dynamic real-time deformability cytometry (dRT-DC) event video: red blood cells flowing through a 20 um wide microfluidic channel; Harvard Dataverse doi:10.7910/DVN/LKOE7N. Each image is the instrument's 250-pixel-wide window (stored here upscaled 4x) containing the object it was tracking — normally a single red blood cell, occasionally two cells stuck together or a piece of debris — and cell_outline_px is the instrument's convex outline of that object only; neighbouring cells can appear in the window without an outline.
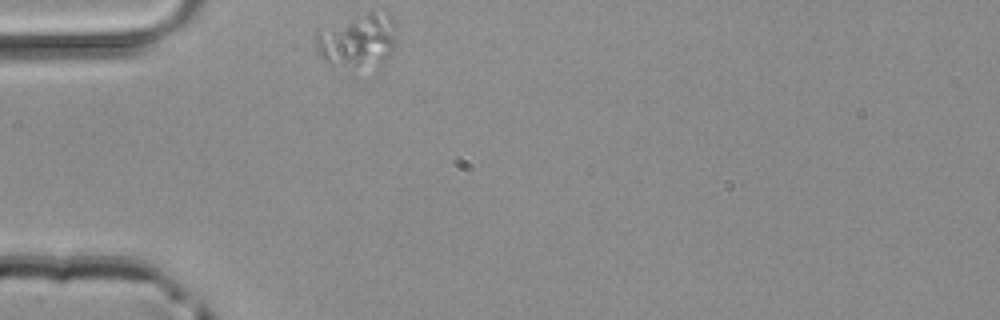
{"species": "common noctule bat (a hibernating species)", "species_latin": "Nyctalus noctula", "temperature_condition": "room temperature", "stored_images_in_passage": 33, "camera_frame_rate_fps": 3000, "um_per_image_px": 0.085, "animal": {"sex": "male", "body_mass_g": 20.4}, "frame": {"image": 1, "passage_image": 1, "time_ms": 0.0, "image_size_px": [1000, 320], "cell_outline_px": [[396, 24], [392, 52], [388, 60], [384, 64], [356, 64], [324, 60], [320, 56], [316, 48], [316, 32], [368, 12], [388, 12], [392, 16]], "centroid_in_image_um": [30.49, 3.38], "position_along_channel_um": 54.5, "area_um2": 23.99}}
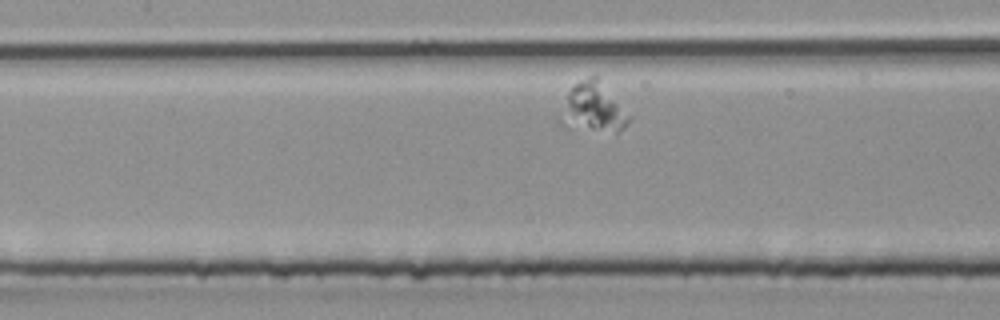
{"frame": {"image": 2, "passage_image": 10, "time_ms": 3.0, "image_size_px": [1000, 320], "cell_outline_px": [[628, 120], [624, 128], [616, 132], [564, 128], [556, 120], [568, 92], [580, 80], [588, 76], [596, 76], [628, 116]], "centroid_in_image_um": [50.29, 9.2], "position_along_channel_um": 157.1, "area_um2": 19.36}}
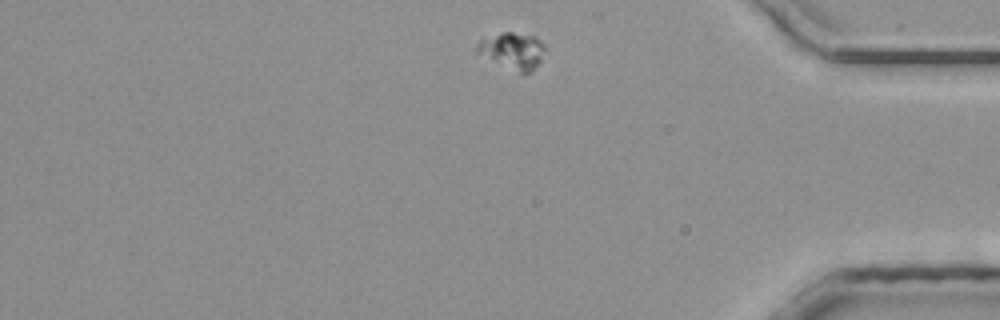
{"frame": {"image": 3, "passage_image": 30, "time_ms": 9.667, "image_size_px": [1000, 320], "cell_outline_px": [[544, 48], [540, 60], [524, 76], [476, 52], [476, 44], [480, 40], [500, 32], [512, 32], [536, 36], [544, 44]], "centroid_in_image_um": [43.55, 4.3], "position_along_channel_um": 391.6, "area_um2": 14.22}}